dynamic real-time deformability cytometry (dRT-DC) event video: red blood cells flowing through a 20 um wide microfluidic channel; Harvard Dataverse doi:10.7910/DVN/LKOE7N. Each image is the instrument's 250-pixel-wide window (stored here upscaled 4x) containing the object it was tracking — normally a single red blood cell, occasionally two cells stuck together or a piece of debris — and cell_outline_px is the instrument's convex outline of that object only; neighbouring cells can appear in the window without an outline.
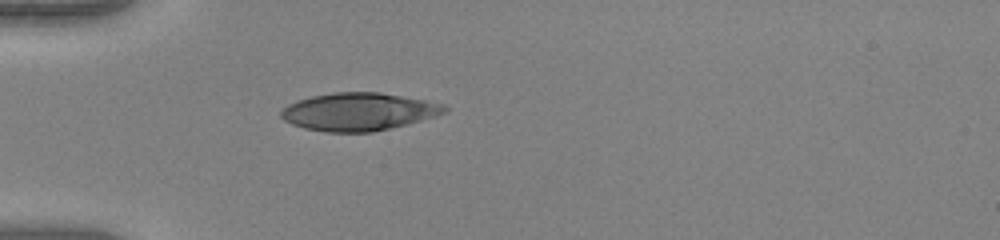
{"species": "human", "species_latin": "Homo sapiens", "temperature_condition": "warm", "stored_images_in_passage": 36, "camera_frame_rate_fps": 3000, "um_per_image_px": 0.085, "donor": {"sex": "female"}, "frame": {"image": 1, "passage_image": 1, "time_ms": 0.0, "image_size_px": [1000, 240], "cell_outline_px": [[448, 108], [444, 112], [420, 120], [372, 132], [324, 132], [304, 128], [292, 124], [284, 120], [280, 116], [280, 112], [288, 104], [296, 100], [312, 96], [336, 92], [380, 92], [424, 100], [444, 104]], "centroid_in_image_um": [30.42, 9.49], "position_along_channel_um": 54.6, "area_um2": 35.6}}
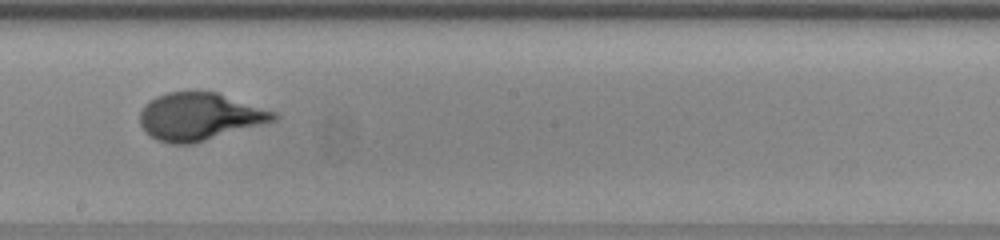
{"frame": {"image": 2, "passage_image": 15, "time_ms": 4.667, "image_size_px": [1000, 240], "cell_outline_px": [[280, 116], [276, 120], [264, 124], [192, 144], [172, 144], [156, 140], [140, 124], [140, 112], [144, 104], [148, 100], [156, 96], [168, 92], [216, 92], [276, 112]], "centroid_in_image_um": [16.96, 9.91], "position_along_channel_um": 231.2, "area_um2": 36.88}}
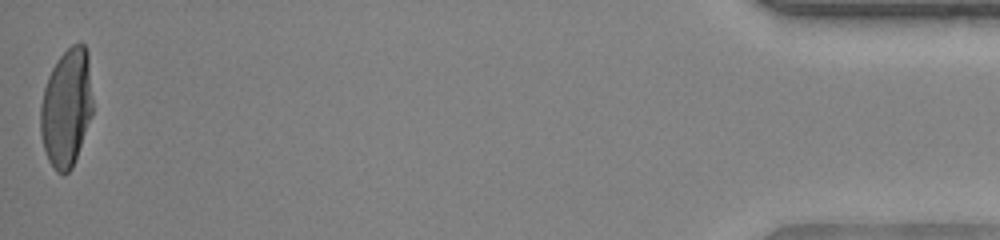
{"frame": {"image": 3, "passage_image": 36, "time_ms": 11.667, "image_size_px": [1000, 240], "cell_outline_px": [[92, 116], [72, 168], [68, 172], [56, 172], [48, 160], [44, 148], [40, 132], [40, 104], [44, 88], [48, 76], [56, 60], [72, 44], [84, 44], [88, 52], [92, 100]], "centroid_in_image_um": [5.64, 9.15], "position_along_channel_um": 429.6, "area_um2": 35.95}, "authors_computed_cell_mechanics": {"area_um2": 36.3562, "velocity_mm_per_s": 4.0598, "shape_relaxation_time_tau1_ms": 5.2886, "shape_relaxation_time_tau2_ms": null, "deformation_change_tau1": 0.2987, "deformation_change_tau2": null}}